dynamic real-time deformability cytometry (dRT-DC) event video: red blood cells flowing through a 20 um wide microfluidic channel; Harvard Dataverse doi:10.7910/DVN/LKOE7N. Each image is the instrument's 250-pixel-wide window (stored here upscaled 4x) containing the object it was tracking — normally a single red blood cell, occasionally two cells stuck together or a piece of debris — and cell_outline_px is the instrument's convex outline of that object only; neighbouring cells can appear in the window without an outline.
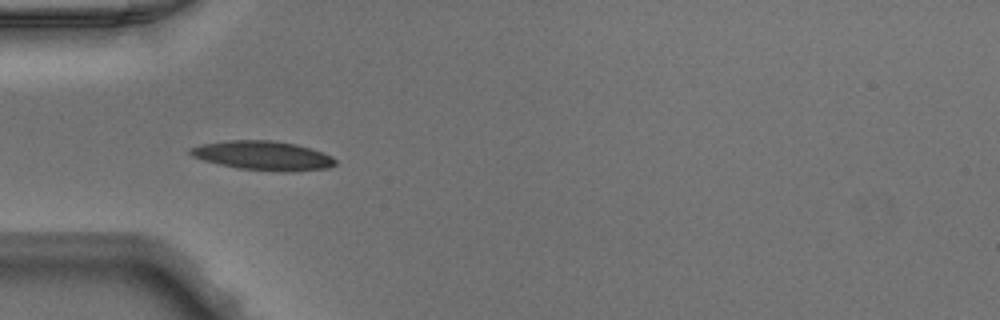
{"species": "Egyptian fruit bat (a non-hibernating species)", "species_latin": "Rousettus aegyptiacus", "temperature_condition": "warm", "stored_images_in_passage": 25, "camera_frame_rate_fps": 3000, "um_per_image_px": 0.085, "animal": {"sex": "male"}, "frame": {"image": 1, "passage_image": 4, "time_ms": 1.0, "image_size_px": [1000, 320], "cell_outline_px": [[336, 164], [328, 168], [284, 172], [280, 172], [240, 168], [220, 164], [204, 160], [192, 156], [188, 152], [188, 148], [200, 144], [232, 140], [272, 140], [296, 144], [312, 148], [332, 156], [336, 160]], "centroid_in_image_um": [22.37, 13.22], "position_along_channel_um": 62.6, "area_um2": 24.62}}